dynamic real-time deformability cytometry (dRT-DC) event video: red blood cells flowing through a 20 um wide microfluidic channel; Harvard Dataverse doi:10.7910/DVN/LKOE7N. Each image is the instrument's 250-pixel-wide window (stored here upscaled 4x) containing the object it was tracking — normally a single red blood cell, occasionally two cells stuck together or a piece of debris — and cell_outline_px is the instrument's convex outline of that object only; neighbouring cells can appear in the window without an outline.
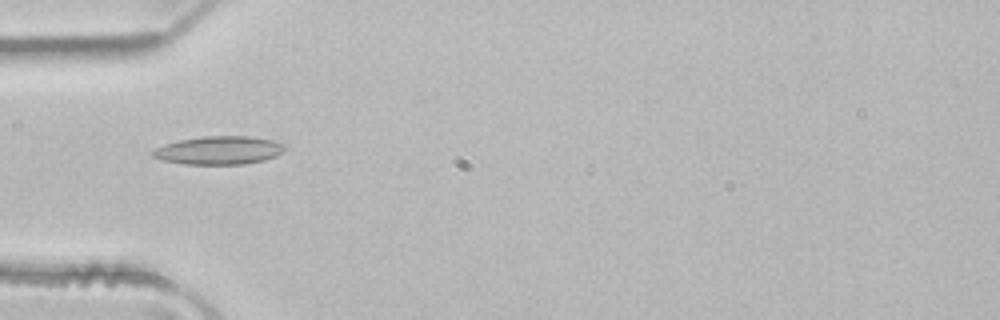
{"species": "common noctule bat (a hibernating species)", "species_latin": "Nyctalus noctula", "temperature_condition": "room temperature", "stored_images_in_passage": 4, "camera_frame_rate_fps": 3000, "um_per_image_px": 0.085, "animal": {"sex": "male", "body_mass_g": 21.5, "forearm_length_mm": 52.0}, "frame": {"image": 1, "passage_image": 4, "time_ms": 1.0, "image_size_px": [1000, 320], "cell_outline_px": [[284, 152], [276, 156], [264, 160], [244, 164], [184, 164], [160, 160], [152, 156], [152, 152], [156, 148], [164, 144], [180, 140], [204, 136], [252, 136], [272, 140], [284, 144]], "centroid_in_image_um": [18.61, 12.78], "position_along_channel_um": 66.4, "area_um2": 21.79}}